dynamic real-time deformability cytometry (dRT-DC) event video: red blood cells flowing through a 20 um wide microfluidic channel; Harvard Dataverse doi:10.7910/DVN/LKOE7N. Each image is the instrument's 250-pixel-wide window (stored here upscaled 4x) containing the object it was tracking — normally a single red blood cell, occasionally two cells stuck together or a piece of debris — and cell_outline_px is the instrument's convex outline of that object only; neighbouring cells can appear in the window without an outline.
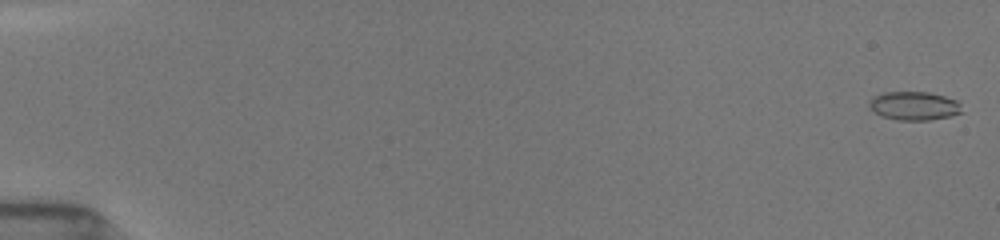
{"species": "common noctule bat (a hibernating species)", "species_latin": "Nyctalus noctula", "temperature_condition": "room temperature", "stored_images_in_passage": 54, "camera_frame_rate_fps": 3000, "um_per_image_px": 0.085, "animal": {"sex": "female", "body_mass_g": 19.5, "forearm_length_mm": 54.1}, "frame": {"image": 1, "passage_image": 2, "time_ms": 0.333, "image_size_px": [1000, 240], "cell_outline_px": [[964, 112], [948, 116], [928, 120], [896, 120], [884, 116], [876, 112], [868, 104], [872, 96], [884, 92], [928, 92], [944, 96], [956, 100], [960, 104]], "centroid_in_image_um": [77.71, 8.99], "position_along_channel_um": 7.3, "area_um2": 15.32}}
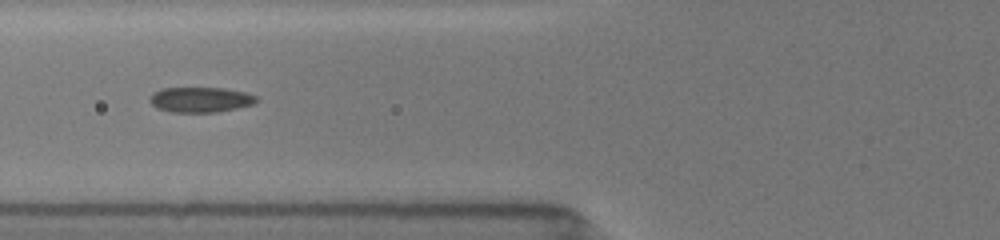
{"frame": {"image": 2, "passage_image": 23, "time_ms": 7.333, "image_size_px": [1000, 240], "cell_outline_px": [[256, 100], [252, 104], [236, 108], [216, 112], [172, 112], [156, 108], [148, 100], [148, 96], [152, 92], [160, 88], [224, 88], [244, 92], [256, 96]], "centroid_in_image_um": [16.95, 8.46], "position_along_channel_um": 108.9, "area_um2": 15.66}}
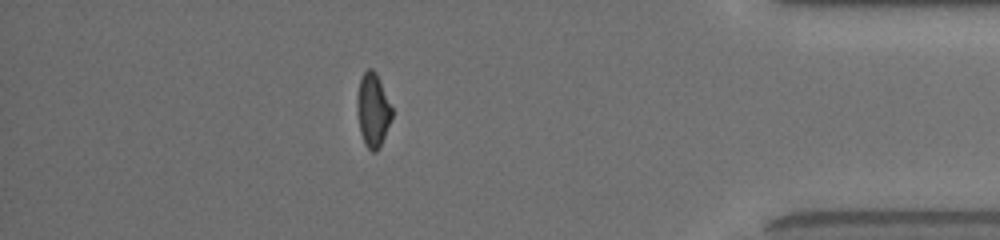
{"frame": {"image": 3, "passage_image": 48, "time_ms": 15.667, "image_size_px": [1000, 240], "cell_outline_px": [[392, 116], [380, 148], [376, 152], [372, 152], [364, 144], [360, 132], [356, 108], [356, 96], [360, 80], [364, 72], [368, 68], [372, 68], [376, 72], [380, 80], [392, 108]], "centroid_in_image_um": [31.68, 9.36], "position_along_channel_um": 403.5, "area_um2": 15.09}, "authors_computed_cell_mechanics": {"area_um2": 15.606, "velocity_mm_per_s": 3.9384, "shape_relaxation_time_tau1_ms": 5.7271, "shape_relaxation_time_tau2_ms": 1.4147, "deformation_change_tau1": 0.1544, "deformation_change_tau2": 0.072}}